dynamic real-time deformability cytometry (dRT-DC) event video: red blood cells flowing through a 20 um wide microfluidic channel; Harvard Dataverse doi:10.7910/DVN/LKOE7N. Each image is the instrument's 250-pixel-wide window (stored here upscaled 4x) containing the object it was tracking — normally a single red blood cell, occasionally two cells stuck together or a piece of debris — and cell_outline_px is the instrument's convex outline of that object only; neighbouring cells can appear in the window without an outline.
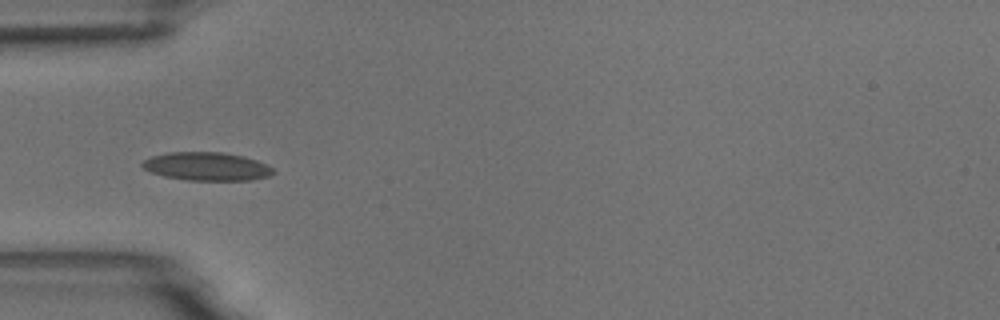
{"species": "common noctule bat (a hibernating species)", "species_latin": "Nyctalus noctula", "temperature_condition": "room temperature", "stored_images_in_passage": 5, "camera_frame_rate_fps": 3000, "um_per_image_px": 0.085, "animal": {"sex": "male", "body_mass_g": 18.8}, "frame": {"image": 1, "passage_image": 5, "time_ms": 4.667, "image_size_px": [1000, 320], "cell_outline_px": [[276, 172], [268, 176], [252, 180], [188, 180], [164, 176], [152, 172], [144, 168], [140, 164], [144, 160], [152, 156], [168, 152], [220, 152], [244, 156], [268, 164]], "centroid_in_image_um": [17.6, 14.14], "position_along_channel_um": 67.4, "area_um2": 21.56}}